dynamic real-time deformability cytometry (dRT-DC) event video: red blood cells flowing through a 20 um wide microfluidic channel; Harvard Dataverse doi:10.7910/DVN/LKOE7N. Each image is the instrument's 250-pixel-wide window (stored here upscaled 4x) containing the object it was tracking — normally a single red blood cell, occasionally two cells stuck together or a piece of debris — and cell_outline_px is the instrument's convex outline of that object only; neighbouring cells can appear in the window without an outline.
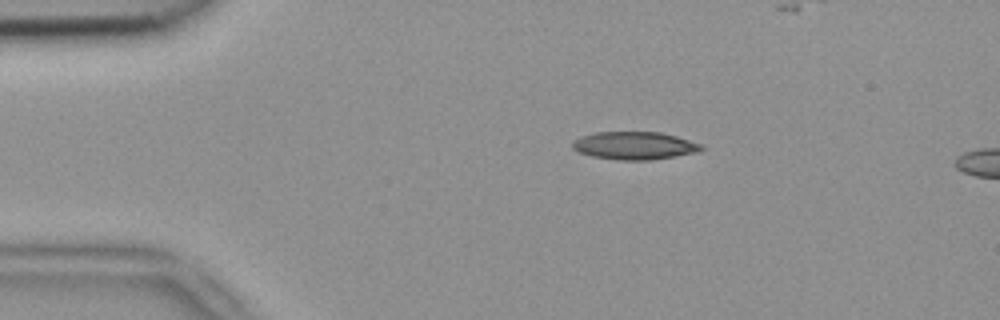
{"species": "common noctule bat (a hibernating species)", "species_latin": "Nyctalus noctula", "temperature_condition": "room temperature", "stored_images_in_passage": 3, "camera_frame_rate_fps": 3000, "um_per_image_px": 0.085, "animal": {"sex": "female", "body_mass_g": 18.4}, "frame": {"image": 1, "passage_image": 1, "time_ms": 0.0, "image_size_px": [1000, 320], "cell_outline_px": [[704, 148], [700, 152], [652, 160], [620, 160], [592, 156], [580, 152], [572, 148], [572, 140], [580, 136], [596, 132], [660, 132], [676, 136], [704, 144]], "centroid_in_image_um": [53.96, 12.37], "position_along_channel_um": 31.0, "area_um2": 21.1}}